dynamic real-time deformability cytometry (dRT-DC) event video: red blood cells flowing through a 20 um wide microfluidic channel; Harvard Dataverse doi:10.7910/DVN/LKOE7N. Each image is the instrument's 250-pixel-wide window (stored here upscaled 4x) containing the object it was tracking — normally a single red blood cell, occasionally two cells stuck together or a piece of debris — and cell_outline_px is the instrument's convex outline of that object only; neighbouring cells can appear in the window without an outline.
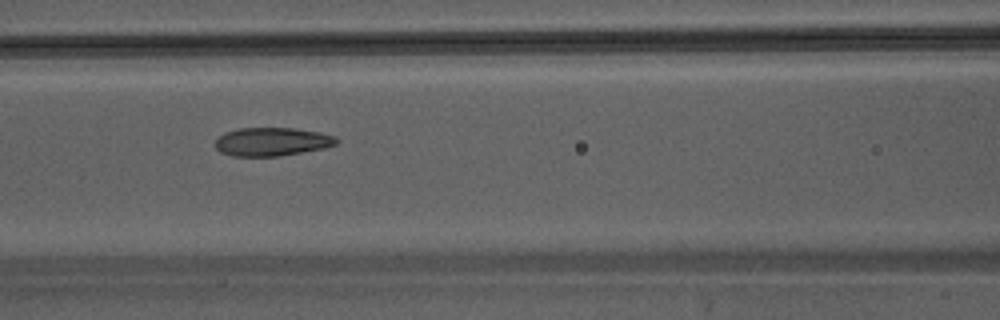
{"species": "Egyptian fruit bat (a non-hibernating species)", "species_latin": "Rousettus aegyptiacus", "temperature_condition": "warm", "stored_images_in_passage": 32, "camera_frame_rate_fps": 3000, "um_per_image_px": 0.085, "animal": {"sex": "male"}, "frame": {"image": 1, "passage_image": 7, "time_ms": 2.0, "image_size_px": [1000, 320], "cell_outline_px": [[340, 140], [336, 144], [324, 148], [280, 156], [232, 156], [220, 152], [216, 148], [216, 140], [224, 132], [240, 128], [296, 128], [320, 132], [336, 136]], "centroid_in_image_um": [23.14, 12.04], "position_along_channel_um": 143.5, "area_um2": 20.17}}
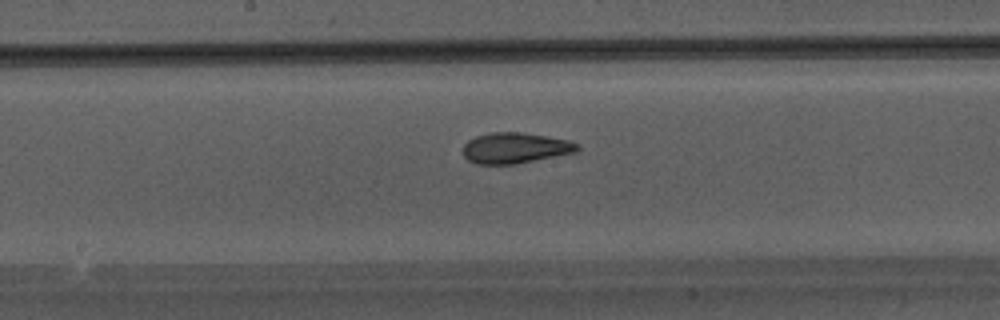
{"frame": {"image": 2, "passage_image": 11, "time_ms": 3.333, "image_size_px": [1000, 320], "cell_outline_px": [[580, 148], [576, 152], [516, 164], [476, 164], [468, 160], [464, 156], [464, 144], [468, 140], [476, 136], [492, 132], [520, 132], [548, 136], [568, 140], [580, 144]], "centroid_in_image_um": [43.8, 12.58], "position_along_channel_um": 204.4, "area_um2": 20.52}}
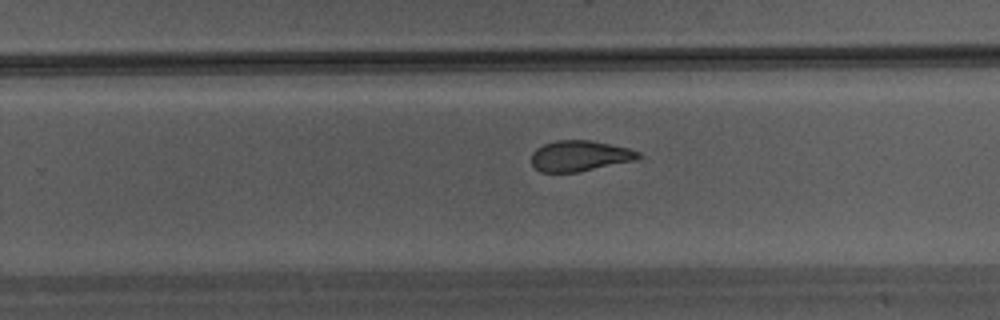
{"frame": {"image": 3, "passage_image": 16, "time_ms": 5.0, "image_size_px": [1000, 320], "cell_outline_px": [[640, 156], [632, 160], [576, 172], [540, 172], [532, 164], [532, 152], [536, 148], [544, 144], [556, 140], [588, 140], [628, 148], [640, 152]], "centroid_in_image_um": [49.21, 13.24], "position_along_channel_um": 280.6, "area_um2": 18.67}}